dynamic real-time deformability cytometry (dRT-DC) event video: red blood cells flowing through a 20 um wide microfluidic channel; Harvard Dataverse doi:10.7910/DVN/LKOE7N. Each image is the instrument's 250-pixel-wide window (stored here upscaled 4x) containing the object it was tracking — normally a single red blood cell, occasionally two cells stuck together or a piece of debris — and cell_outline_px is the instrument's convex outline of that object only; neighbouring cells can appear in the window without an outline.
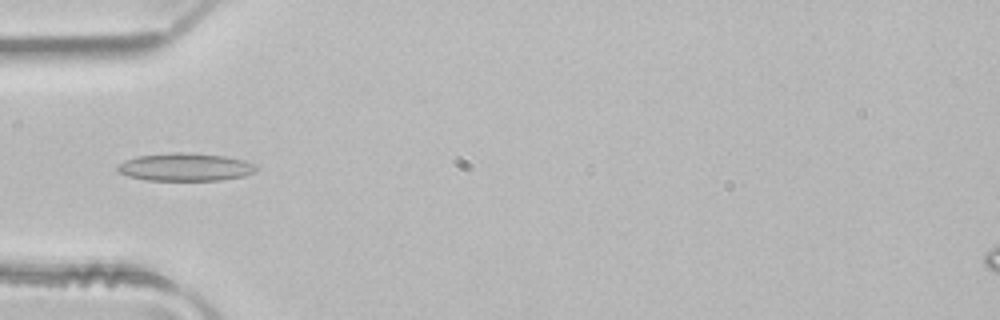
{"species": "common noctule bat (a hibernating species)", "species_latin": "Nyctalus noctula", "temperature_condition": "room temperature", "stored_images_in_passage": 4, "camera_frame_rate_fps": 3000, "um_per_image_px": 0.085, "animal": {"sex": "male", "body_mass_g": 21.5, "forearm_length_mm": 52.0}, "frame": {"image": 1, "passage_image": 4, "time_ms": 1.0, "image_size_px": [1000, 320], "cell_outline_px": [[256, 168], [252, 172], [244, 176], [220, 180], [144, 180], [128, 176], [120, 172], [116, 168], [124, 160], [136, 156], [176, 152], [188, 152], [224, 156], [244, 160], [256, 164]], "centroid_in_image_um": [15.73, 14.19], "position_along_channel_um": 69.3, "area_um2": 22.43}}